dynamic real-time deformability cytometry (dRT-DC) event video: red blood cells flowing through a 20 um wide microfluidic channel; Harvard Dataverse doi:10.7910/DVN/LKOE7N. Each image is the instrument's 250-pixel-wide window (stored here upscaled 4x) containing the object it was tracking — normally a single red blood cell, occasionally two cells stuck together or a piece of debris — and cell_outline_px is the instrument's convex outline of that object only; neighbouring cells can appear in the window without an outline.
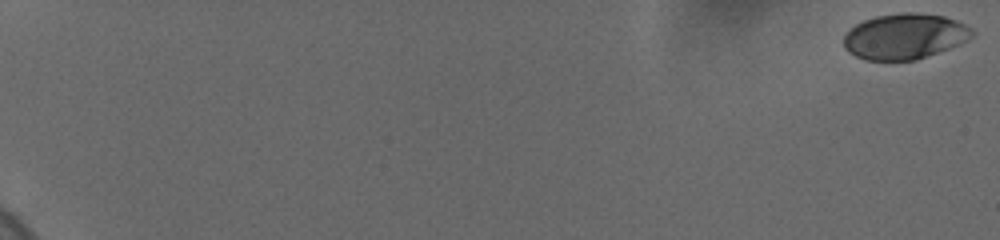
{"species": "human", "species_latin": "Homo sapiens", "temperature_condition": "cold", "stored_images_in_passage": 60, "camera_frame_rate_fps": 3000, "um_per_image_px": 0.085, "donor": {"sex": "female"}, "frame": {"image": 1, "passage_image": 1, "time_ms": 0.0, "image_size_px": [1000, 240], "cell_outline_px": [[976, 32], [972, 36], [948, 48], [916, 60], [864, 60], [848, 52], [844, 48], [844, 36], [848, 28], [864, 20], [876, 16], [900, 12], [916, 12], [944, 16], [956, 20], [972, 28]], "centroid_in_image_um": [76.85, 3.08], "position_along_channel_um": 8.1, "area_um2": 34.1}}
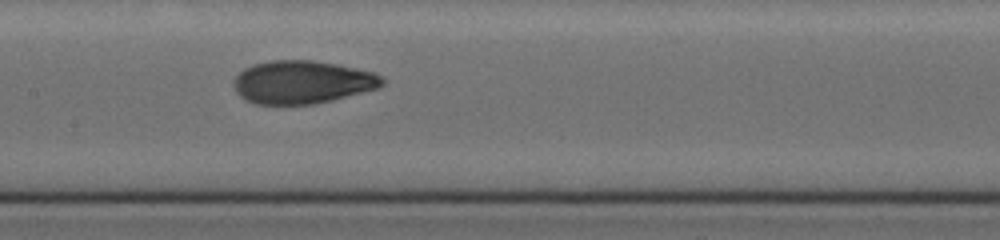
{"frame": {"image": 2, "passage_image": 34, "time_ms": 11.0, "image_size_px": [1000, 240], "cell_outline_px": [[384, 84], [380, 88], [316, 104], [256, 104], [244, 100], [236, 92], [232, 84], [236, 76], [244, 68], [252, 64], [268, 60], [312, 60], [336, 64], [356, 68], [372, 72], [380, 76], [384, 80]], "centroid_in_image_um": [25.67, 6.98], "position_along_channel_um": 181.7, "area_um2": 37.45}}
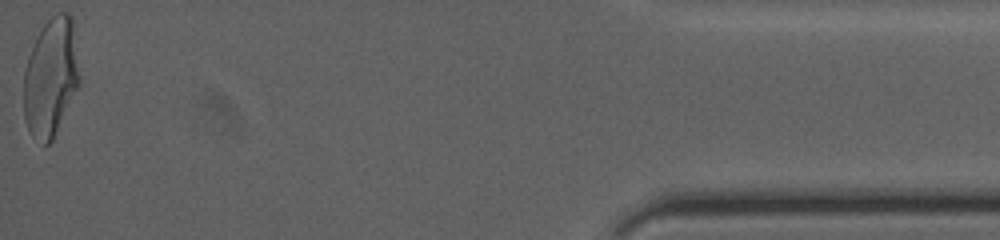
{"frame": {"image": 3, "passage_image": 60, "time_ms": 19.667, "image_size_px": [1000, 240], "cell_outline_px": [[80, 84], [52, 140], [48, 144], [44, 144], [32, 136], [24, 120], [24, 68], [32, 44], [36, 36], [44, 24], [56, 12], [68, 12], [72, 16], [80, 76]], "centroid_in_image_um": [4.32, 6.54], "position_along_channel_um": 430.9, "area_um2": 38.67}, "authors_computed_cell_mechanics": {"area_um2": 36.6452, "velocity_mm_per_s": 3.6816, "shape_relaxation_time_tau1_ms": 4.7821, "shape_relaxation_time_tau2_ms": 1.2111, "deformation_change_tau1": 0.1869, "deformation_change_tau2": 0.0635}}